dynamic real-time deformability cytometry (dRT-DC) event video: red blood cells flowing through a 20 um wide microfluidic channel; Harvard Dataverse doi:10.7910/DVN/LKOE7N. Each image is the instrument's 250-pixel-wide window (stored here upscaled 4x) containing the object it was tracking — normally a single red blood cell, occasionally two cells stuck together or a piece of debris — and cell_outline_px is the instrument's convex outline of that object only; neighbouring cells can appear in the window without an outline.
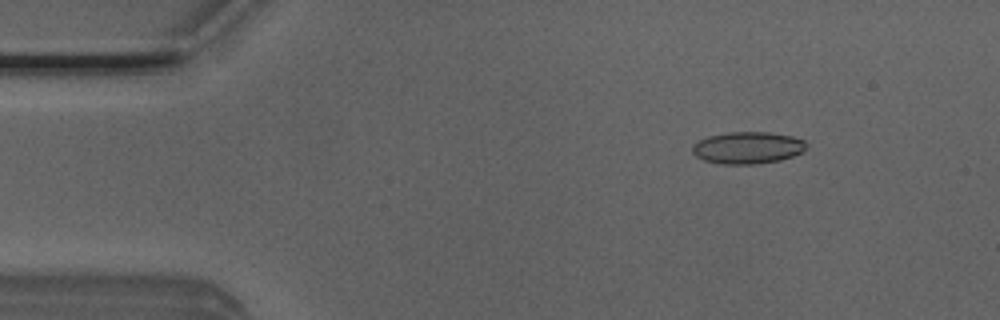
{"species": "Egyptian fruit bat (a non-hibernating species)", "species_latin": "Rousettus aegyptiacus", "temperature_condition": "room temperature", "stored_images_in_passage": 14, "camera_frame_rate_fps": 3000, "um_per_image_px": 0.085, "animal": {"sex": "male"}, "frame": {"image": 1, "passage_image": 7, "time_ms": 2.0, "image_size_px": [1000, 320], "cell_outline_px": [[808, 144], [804, 152], [780, 160], [756, 164], [724, 164], [704, 160], [696, 156], [692, 152], [692, 144], [708, 136], [728, 132], [768, 132], [792, 136], [804, 140]], "centroid_in_image_um": [63.57, 12.55], "position_along_channel_um": 21.4, "area_um2": 21.33}}